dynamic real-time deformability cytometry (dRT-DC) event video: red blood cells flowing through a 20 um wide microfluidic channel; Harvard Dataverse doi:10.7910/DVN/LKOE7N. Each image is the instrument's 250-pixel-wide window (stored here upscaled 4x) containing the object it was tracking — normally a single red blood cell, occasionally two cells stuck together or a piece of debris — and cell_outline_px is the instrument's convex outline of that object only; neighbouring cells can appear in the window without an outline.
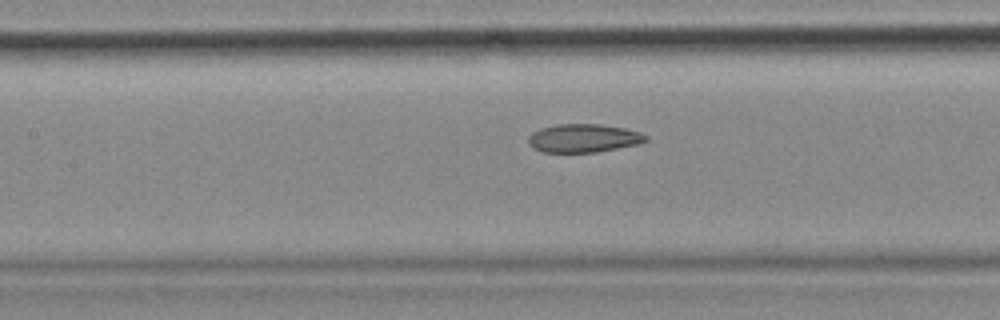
{"species": "common noctule bat (a hibernating species)", "species_latin": "Nyctalus noctula", "temperature_condition": "cold", "stored_images_in_passage": 54, "camera_frame_rate_fps": 3000, "um_per_image_px": 0.085, "animal": {"sex": "female", "body_mass_g": 18.4}, "frame": {"image": 1, "passage_image": 24, "time_ms": 7.667, "image_size_px": [1000, 320], "cell_outline_px": [[648, 140], [640, 144], [596, 152], [540, 152], [532, 148], [528, 144], [528, 136], [532, 132], [540, 128], [556, 124], [600, 124], [624, 128], [640, 132], [648, 136]], "centroid_in_image_um": [49.58, 11.74], "position_along_channel_um": 157.8, "area_um2": 19.65}, "authors_computed_cell_mechanics": {"area_um2": 20.8369, "velocity_mm_per_s": 3.6522, "shape_relaxation_time_tau1_ms": null, "shape_relaxation_time_tau2_ms": 2.2384, "deformation_change_tau1": null, "deformation_change_tau2": 0.0894}}